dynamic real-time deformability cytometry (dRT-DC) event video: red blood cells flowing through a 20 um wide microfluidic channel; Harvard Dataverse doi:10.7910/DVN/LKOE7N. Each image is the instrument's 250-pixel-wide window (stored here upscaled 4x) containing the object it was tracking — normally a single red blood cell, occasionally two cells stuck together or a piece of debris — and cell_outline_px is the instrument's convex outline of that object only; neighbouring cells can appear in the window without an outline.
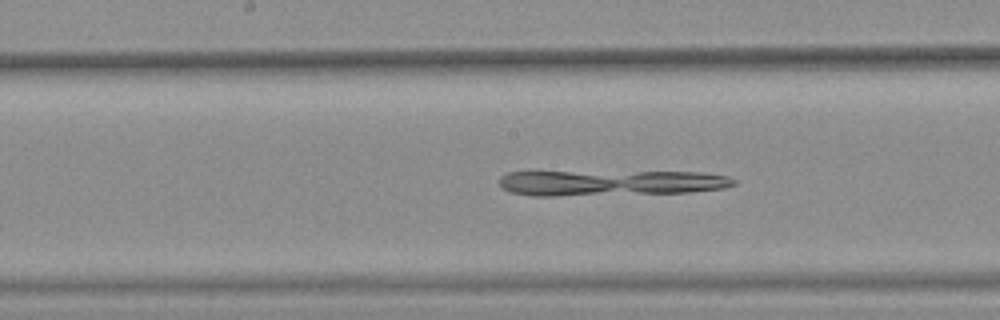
{"species": "common noctule bat (a hibernating species)", "species_latin": "Nyctalus noctula", "temperature_condition": "warm", "stored_images_in_passage": 43, "camera_frame_rate_fps": 3000, "um_per_image_px": 0.085, "animal": {"sex": "female", "body_mass_g": 25.1}, "frame": {"image": 1, "passage_image": 25, "time_ms": 8.0, "image_size_px": [1000, 320], "cell_outline_px": [[736, 184], [724, 188], [692, 192], [556, 196], [532, 196], [512, 192], [500, 188], [500, 176], [508, 172], [700, 172], [728, 176], [736, 180]], "centroid_in_image_um": [51.9, 15.55], "position_along_channel_um": 196.3, "area_um2": 35.03}}